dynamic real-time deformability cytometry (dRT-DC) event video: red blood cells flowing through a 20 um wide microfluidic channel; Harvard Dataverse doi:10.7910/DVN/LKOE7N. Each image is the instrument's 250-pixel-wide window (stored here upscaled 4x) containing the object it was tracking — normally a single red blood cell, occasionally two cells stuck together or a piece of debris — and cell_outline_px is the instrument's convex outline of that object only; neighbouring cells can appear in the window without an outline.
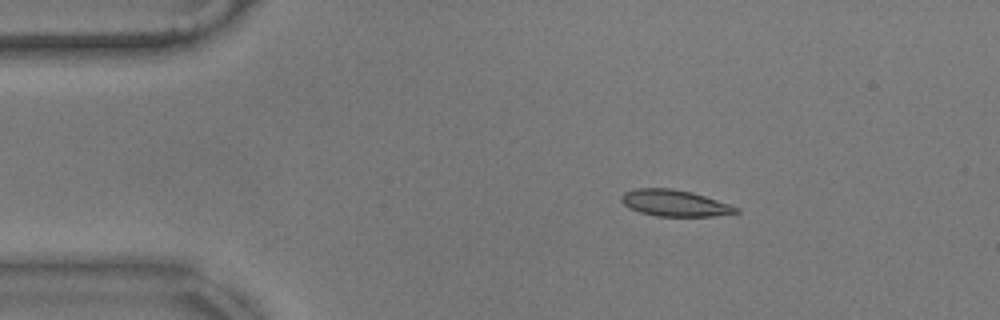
{"species": "common noctule bat (a hibernating species)", "species_latin": "Nyctalus noctula", "temperature_condition": "warm", "stored_images_in_passage": 48, "camera_frame_rate_fps": 3000, "um_per_image_px": 0.085, "animal": {"sex": "male", "body_mass_g": 17.9}, "frame": {"image": 1, "passage_image": 1, "time_ms": 0.0, "image_size_px": [1000, 320], "cell_outline_px": [[740, 212], [712, 216], [656, 216], [640, 212], [628, 208], [620, 200], [620, 196], [624, 192], [636, 188], [672, 188], [692, 192], [740, 208]], "centroid_in_image_um": [57.3, 17.26], "position_along_channel_um": 27.7, "area_um2": 17.63}}
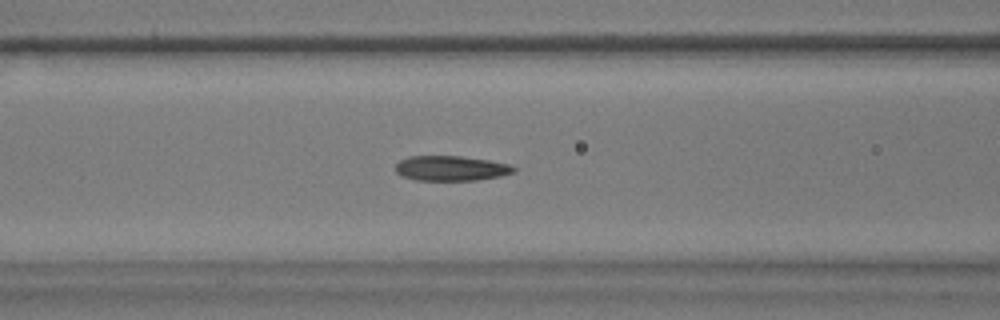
{"frame": {"image": 2, "passage_image": 14, "time_ms": 4.333, "image_size_px": [1000, 320], "cell_outline_px": [[516, 172], [500, 176], [476, 180], [416, 180], [404, 176], [396, 172], [396, 164], [400, 160], [408, 156], [460, 156], [488, 160], [512, 164], [516, 168]], "centroid_in_image_um": [38.37, 14.3], "position_along_channel_um": 128.2, "area_um2": 17.22}}
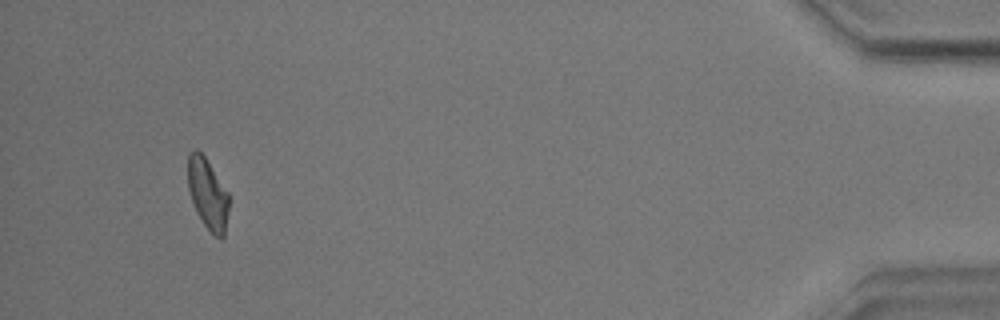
{"frame": {"image": 3, "passage_image": 45, "time_ms": 14.667, "image_size_px": [1000, 320], "cell_outline_px": [[228, 212], [224, 236], [220, 240], [204, 224], [196, 212], [188, 188], [188, 152], [196, 148], [204, 156], [228, 192]], "centroid_in_image_um": [17.64, 16.46], "position_along_channel_um": 417.6, "area_um2": 16.7}, "authors_computed_cell_mechanics": {"area_um2": 17.5712, "velocity_mm_per_s": 3.5276, "shape_relaxation_time_tau1_ms": null, "shape_relaxation_time_tau2_ms": 3.6457, "deformation_change_tau1": null, "deformation_change_tau2": 0.1067}}